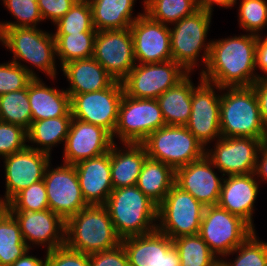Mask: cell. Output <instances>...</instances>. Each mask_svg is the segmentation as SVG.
<instances>
[{
    "label": "cell",
    "mask_w": 267,
    "mask_h": 266,
    "mask_svg": "<svg viewBox=\"0 0 267 266\" xmlns=\"http://www.w3.org/2000/svg\"><path fill=\"white\" fill-rule=\"evenodd\" d=\"M260 36L244 35L212 40L204 81L219 87L251 86L261 74L256 72V47Z\"/></svg>",
    "instance_id": "obj_1"
},
{
    "label": "cell",
    "mask_w": 267,
    "mask_h": 266,
    "mask_svg": "<svg viewBox=\"0 0 267 266\" xmlns=\"http://www.w3.org/2000/svg\"><path fill=\"white\" fill-rule=\"evenodd\" d=\"M0 42L13 53L11 61L22 66L33 78H39L33 67L50 80L57 78L56 43L52 32L40 27L0 28ZM21 62L30 64L31 68Z\"/></svg>",
    "instance_id": "obj_2"
},
{
    "label": "cell",
    "mask_w": 267,
    "mask_h": 266,
    "mask_svg": "<svg viewBox=\"0 0 267 266\" xmlns=\"http://www.w3.org/2000/svg\"><path fill=\"white\" fill-rule=\"evenodd\" d=\"M104 206L121 239L157 229L158 206L136 185L113 189Z\"/></svg>",
    "instance_id": "obj_3"
},
{
    "label": "cell",
    "mask_w": 267,
    "mask_h": 266,
    "mask_svg": "<svg viewBox=\"0 0 267 266\" xmlns=\"http://www.w3.org/2000/svg\"><path fill=\"white\" fill-rule=\"evenodd\" d=\"M104 205H88L66 221L65 245L77 252L93 254L121 244Z\"/></svg>",
    "instance_id": "obj_4"
},
{
    "label": "cell",
    "mask_w": 267,
    "mask_h": 266,
    "mask_svg": "<svg viewBox=\"0 0 267 266\" xmlns=\"http://www.w3.org/2000/svg\"><path fill=\"white\" fill-rule=\"evenodd\" d=\"M220 130L222 137L267 141V129L262 123L258 99L252 86L222 87Z\"/></svg>",
    "instance_id": "obj_5"
},
{
    "label": "cell",
    "mask_w": 267,
    "mask_h": 266,
    "mask_svg": "<svg viewBox=\"0 0 267 266\" xmlns=\"http://www.w3.org/2000/svg\"><path fill=\"white\" fill-rule=\"evenodd\" d=\"M212 15L211 12L198 9L192 15L170 25L172 59L188 73L194 71L195 67L199 68L198 60L202 59L201 65L203 62L204 67L201 72L207 65L212 40L206 39L210 31Z\"/></svg>",
    "instance_id": "obj_6"
},
{
    "label": "cell",
    "mask_w": 267,
    "mask_h": 266,
    "mask_svg": "<svg viewBox=\"0 0 267 266\" xmlns=\"http://www.w3.org/2000/svg\"><path fill=\"white\" fill-rule=\"evenodd\" d=\"M149 158L174 170L201 159L206 148L185 127L166 125L152 132L143 142Z\"/></svg>",
    "instance_id": "obj_7"
},
{
    "label": "cell",
    "mask_w": 267,
    "mask_h": 266,
    "mask_svg": "<svg viewBox=\"0 0 267 266\" xmlns=\"http://www.w3.org/2000/svg\"><path fill=\"white\" fill-rule=\"evenodd\" d=\"M205 206L174 184L157 208V230L171 240L199 233Z\"/></svg>",
    "instance_id": "obj_8"
},
{
    "label": "cell",
    "mask_w": 267,
    "mask_h": 266,
    "mask_svg": "<svg viewBox=\"0 0 267 266\" xmlns=\"http://www.w3.org/2000/svg\"><path fill=\"white\" fill-rule=\"evenodd\" d=\"M166 126L156 99L132 98L125 93L119 105L118 122L112 135L120 143H142L152 132Z\"/></svg>",
    "instance_id": "obj_9"
},
{
    "label": "cell",
    "mask_w": 267,
    "mask_h": 266,
    "mask_svg": "<svg viewBox=\"0 0 267 266\" xmlns=\"http://www.w3.org/2000/svg\"><path fill=\"white\" fill-rule=\"evenodd\" d=\"M254 230L240 217L219 205L206 206L199 235L222 258L242 244Z\"/></svg>",
    "instance_id": "obj_10"
},
{
    "label": "cell",
    "mask_w": 267,
    "mask_h": 266,
    "mask_svg": "<svg viewBox=\"0 0 267 266\" xmlns=\"http://www.w3.org/2000/svg\"><path fill=\"white\" fill-rule=\"evenodd\" d=\"M69 95L73 118L101 126L113 135L124 95L122 82L114 81L103 90Z\"/></svg>",
    "instance_id": "obj_11"
},
{
    "label": "cell",
    "mask_w": 267,
    "mask_h": 266,
    "mask_svg": "<svg viewBox=\"0 0 267 266\" xmlns=\"http://www.w3.org/2000/svg\"><path fill=\"white\" fill-rule=\"evenodd\" d=\"M188 74L174 60L150 64L137 63L122 81V85L124 93L129 97L157 99Z\"/></svg>",
    "instance_id": "obj_12"
},
{
    "label": "cell",
    "mask_w": 267,
    "mask_h": 266,
    "mask_svg": "<svg viewBox=\"0 0 267 266\" xmlns=\"http://www.w3.org/2000/svg\"><path fill=\"white\" fill-rule=\"evenodd\" d=\"M199 83L192 91L191 113L185 127L205 147L221 138L220 101L218 85L204 81L199 74ZM216 90L220 91L216 94Z\"/></svg>",
    "instance_id": "obj_13"
},
{
    "label": "cell",
    "mask_w": 267,
    "mask_h": 266,
    "mask_svg": "<svg viewBox=\"0 0 267 266\" xmlns=\"http://www.w3.org/2000/svg\"><path fill=\"white\" fill-rule=\"evenodd\" d=\"M48 164L44 174L49 209L65 222L87 207L74 165L62 163L56 168Z\"/></svg>",
    "instance_id": "obj_14"
},
{
    "label": "cell",
    "mask_w": 267,
    "mask_h": 266,
    "mask_svg": "<svg viewBox=\"0 0 267 266\" xmlns=\"http://www.w3.org/2000/svg\"><path fill=\"white\" fill-rule=\"evenodd\" d=\"M93 58L115 81L122 82L137 64L130 28L97 31Z\"/></svg>",
    "instance_id": "obj_15"
},
{
    "label": "cell",
    "mask_w": 267,
    "mask_h": 266,
    "mask_svg": "<svg viewBox=\"0 0 267 266\" xmlns=\"http://www.w3.org/2000/svg\"><path fill=\"white\" fill-rule=\"evenodd\" d=\"M264 141L255 138L221 137L205 155L221 176L254 173L256 160Z\"/></svg>",
    "instance_id": "obj_16"
},
{
    "label": "cell",
    "mask_w": 267,
    "mask_h": 266,
    "mask_svg": "<svg viewBox=\"0 0 267 266\" xmlns=\"http://www.w3.org/2000/svg\"><path fill=\"white\" fill-rule=\"evenodd\" d=\"M51 155L29 148L2 158L5 171L4 199L10 202L20 191L44 179Z\"/></svg>",
    "instance_id": "obj_17"
},
{
    "label": "cell",
    "mask_w": 267,
    "mask_h": 266,
    "mask_svg": "<svg viewBox=\"0 0 267 266\" xmlns=\"http://www.w3.org/2000/svg\"><path fill=\"white\" fill-rule=\"evenodd\" d=\"M136 63H160L172 59L170 26L150 19L145 13L130 26Z\"/></svg>",
    "instance_id": "obj_18"
},
{
    "label": "cell",
    "mask_w": 267,
    "mask_h": 266,
    "mask_svg": "<svg viewBox=\"0 0 267 266\" xmlns=\"http://www.w3.org/2000/svg\"><path fill=\"white\" fill-rule=\"evenodd\" d=\"M112 135L103 127L72 118L63 144V163L75 165L80 161L108 152Z\"/></svg>",
    "instance_id": "obj_19"
},
{
    "label": "cell",
    "mask_w": 267,
    "mask_h": 266,
    "mask_svg": "<svg viewBox=\"0 0 267 266\" xmlns=\"http://www.w3.org/2000/svg\"><path fill=\"white\" fill-rule=\"evenodd\" d=\"M9 212L19 223L23 240L31 250L35 245L46 247V251L65 245L66 222L50 209Z\"/></svg>",
    "instance_id": "obj_20"
},
{
    "label": "cell",
    "mask_w": 267,
    "mask_h": 266,
    "mask_svg": "<svg viewBox=\"0 0 267 266\" xmlns=\"http://www.w3.org/2000/svg\"><path fill=\"white\" fill-rule=\"evenodd\" d=\"M129 266H180L176 246L167 235L157 229L146 235L121 240Z\"/></svg>",
    "instance_id": "obj_21"
},
{
    "label": "cell",
    "mask_w": 267,
    "mask_h": 266,
    "mask_svg": "<svg viewBox=\"0 0 267 266\" xmlns=\"http://www.w3.org/2000/svg\"><path fill=\"white\" fill-rule=\"evenodd\" d=\"M217 169L204 155L201 159L175 170V184L190 193L205 207L218 205L224 176H217Z\"/></svg>",
    "instance_id": "obj_22"
},
{
    "label": "cell",
    "mask_w": 267,
    "mask_h": 266,
    "mask_svg": "<svg viewBox=\"0 0 267 266\" xmlns=\"http://www.w3.org/2000/svg\"><path fill=\"white\" fill-rule=\"evenodd\" d=\"M260 183L254 173L224 176L218 205L244 220L254 231L253 213Z\"/></svg>",
    "instance_id": "obj_23"
},
{
    "label": "cell",
    "mask_w": 267,
    "mask_h": 266,
    "mask_svg": "<svg viewBox=\"0 0 267 266\" xmlns=\"http://www.w3.org/2000/svg\"><path fill=\"white\" fill-rule=\"evenodd\" d=\"M82 196L88 205H104L113 191L110 150L74 165Z\"/></svg>",
    "instance_id": "obj_24"
},
{
    "label": "cell",
    "mask_w": 267,
    "mask_h": 266,
    "mask_svg": "<svg viewBox=\"0 0 267 266\" xmlns=\"http://www.w3.org/2000/svg\"><path fill=\"white\" fill-rule=\"evenodd\" d=\"M114 142L110 148L111 180L113 189L135 186L146 158L142 143ZM122 147V148H121Z\"/></svg>",
    "instance_id": "obj_25"
},
{
    "label": "cell",
    "mask_w": 267,
    "mask_h": 266,
    "mask_svg": "<svg viewBox=\"0 0 267 266\" xmlns=\"http://www.w3.org/2000/svg\"><path fill=\"white\" fill-rule=\"evenodd\" d=\"M61 70L68 79V94H83L108 88L115 80L93 57L64 64Z\"/></svg>",
    "instance_id": "obj_26"
},
{
    "label": "cell",
    "mask_w": 267,
    "mask_h": 266,
    "mask_svg": "<svg viewBox=\"0 0 267 266\" xmlns=\"http://www.w3.org/2000/svg\"><path fill=\"white\" fill-rule=\"evenodd\" d=\"M28 99L32 122L59 116H72L70 95L66 90L47 86L41 78H33L28 84Z\"/></svg>",
    "instance_id": "obj_27"
},
{
    "label": "cell",
    "mask_w": 267,
    "mask_h": 266,
    "mask_svg": "<svg viewBox=\"0 0 267 266\" xmlns=\"http://www.w3.org/2000/svg\"><path fill=\"white\" fill-rule=\"evenodd\" d=\"M191 74L156 99L166 125L185 126L190 118L192 91L196 87Z\"/></svg>",
    "instance_id": "obj_28"
},
{
    "label": "cell",
    "mask_w": 267,
    "mask_h": 266,
    "mask_svg": "<svg viewBox=\"0 0 267 266\" xmlns=\"http://www.w3.org/2000/svg\"><path fill=\"white\" fill-rule=\"evenodd\" d=\"M92 9L93 26L97 31L128 29L144 12L133 17L137 0H88Z\"/></svg>",
    "instance_id": "obj_29"
},
{
    "label": "cell",
    "mask_w": 267,
    "mask_h": 266,
    "mask_svg": "<svg viewBox=\"0 0 267 266\" xmlns=\"http://www.w3.org/2000/svg\"><path fill=\"white\" fill-rule=\"evenodd\" d=\"M175 184V170L149 157L143 163L136 186L157 206Z\"/></svg>",
    "instance_id": "obj_30"
},
{
    "label": "cell",
    "mask_w": 267,
    "mask_h": 266,
    "mask_svg": "<svg viewBox=\"0 0 267 266\" xmlns=\"http://www.w3.org/2000/svg\"><path fill=\"white\" fill-rule=\"evenodd\" d=\"M72 118L59 116L33 121L27 130L28 147L51 155L54 146L65 143Z\"/></svg>",
    "instance_id": "obj_31"
},
{
    "label": "cell",
    "mask_w": 267,
    "mask_h": 266,
    "mask_svg": "<svg viewBox=\"0 0 267 266\" xmlns=\"http://www.w3.org/2000/svg\"><path fill=\"white\" fill-rule=\"evenodd\" d=\"M96 33L53 34L60 67L73 60L93 57Z\"/></svg>",
    "instance_id": "obj_32"
},
{
    "label": "cell",
    "mask_w": 267,
    "mask_h": 266,
    "mask_svg": "<svg viewBox=\"0 0 267 266\" xmlns=\"http://www.w3.org/2000/svg\"><path fill=\"white\" fill-rule=\"evenodd\" d=\"M31 250L23 240L19 223L8 212L0 220V266H11Z\"/></svg>",
    "instance_id": "obj_33"
},
{
    "label": "cell",
    "mask_w": 267,
    "mask_h": 266,
    "mask_svg": "<svg viewBox=\"0 0 267 266\" xmlns=\"http://www.w3.org/2000/svg\"><path fill=\"white\" fill-rule=\"evenodd\" d=\"M143 12L152 20L172 25L198 10L197 0H143Z\"/></svg>",
    "instance_id": "obj_34"
},
{
    "label": "cell",
    "mask_w": 267,
    "mask_h": 266,
    "mask_svg": "<svg viewBox=\"0 0 267 266\" xmlns=\"http://www.w3.org/2000/svg\"><path fill=\"white\" fill-rule=\"evenodd\" d=\"M0 121L29 129L32 113L28 99V86L19 91L0 95Z\"/></svg>",
    "instance_id": "obj_35"
},
{
    "label": "cell",
    "mask_w": 267,
    "mask_h": 266,
    "mask_svg": "<svg viewBox=\"0 0 267 266\" xmlns=\"http://www.w3.org/2000/svg\"><path fill=\"white\" fill-rule=\"evenodd\" d=\"M173 243L180 266H210L218 258L199 234L175 238Z\"/></svg>",
    "instance_id": "obj_36"
},
{
    "label": "cell",
    "mask_w": 267,
    "mask_h": 266,
    "mask_svg": "<svg viewBox=\"0 0 267 266\" xmlns=\"http://www.w3.org/2000/svg\"><path fill=\"white\" fill-rule=\"evenodd\" d=\"M54 25L56 31L53 34L97 32L93 26L92 9L88 0H77Z\"/></svg>",
    "instance_id": "obj_37"
},
{
    "label": "cell",
    "mask_w": 267,
    "mask_h": 266,
    "mask_svg": "<svg viewBox=\"0 0 267 266\" xmlns=\"http://www.w3.org/2000/svg\"><path fill=\"white\" fill-rule=\"evenodd\" d=\"M256 234L253 231L242 244L223 257L228 266H267V242L261 241ZM235 253V260H227V256Z\"/></svg>",
    "instance_id": "obj_38"
},
{
    "label": "cell",
    "mask_w": 267,
    "mask_h": 266,
    "mask_svg": "<svg viewBox=\"0 0 267 266\" xmlns=\"http://www.w3.org/2000/svg\"><path fill=\"white\" fill-rule=\"evenodd\" d=\"M3 5L16 21H0V28L37 27L43 21L37 0H5Z\"/></svg>",
    "instance_id": "obj_39"
},
{
    "label": "cell",
    "mask_w": 267,
    "mask_h": 266,
    "mask_svg": "<svg viewBox=\"0 0 267 266\" xmlns=\"http://www.w3.org/2000/svg\"><path fill=\"white\" fill-rule=\"evenodd\" d=\"M239 3L238 22L241 29L261 36L267 26V0H241Z\"/></svg>",
    "instance_id": "obj_40"
},
{
    "label": "cell",
    "mask_w": 267,
    "mask_h": 266,
    "mask_svg": "<svg viewBox=\"0 0 267 266\" xmlns=\"http://www.w3.org/2000/svg\"><path fill=\"white\" fill-rule=\"evenodd\" d=\"M49 209L44 180L20 191L10 202L9 211H43Z\"/></svg>",
    "instance_id": "obj_41"
},
{
    "label": "cell",
    "mask_w": 267,
    "mask_h": 266,
    "mask_svg": "<svg viewBox=\"0 0 267 266\" xmlns=\"http://www.w3.org/2000/svg\"><path fill=\"white\" fill-rule=\"evenodd\" d=\"M33 77L20 65L0 63V95L26 88Z\"/></svg>",
    "instance_id": "obj_42"
},
{
    "label": "cell",
    "mask_w": 267,
    "mask_h": 266,
    "mask_svg": "<svg viewBox=\"0 0 267 266\" xmlns=\"http://www.w3.org/2000/svg\"><path fill=\"white\" fill-rule=\"evenodd\" d=\"M27 130L23 127L0 121V157L4 158L24 150L28 145Z\"/></svg>",
    "instance_id": "obj_43"
},
{
    "label": "cell",
    "mask_w": 267,
    "mask_h": 266,
    "mask_svg": "<svg viewBox=\"0 0 267 266\" xmlns=\"http://www.w3.org/2000/svg\"><path fill=\"white\" fill-rule=\"evenodd\" d=\"M46 266H90L89 255L74 251L66 245L46 251Z\"/></svg>",
    "instance_id": "obj_44"
},
{
    "label": "cell",
    "mask_w": 267,
    "mask_h": 266,
    "mask_svg": "<svg viewBox=\"0 0 267 266\" xmlns=\"http://www.w3.org/2000/svg\"><path fill=\"white\" fill-rule=\"evenodd\" d=\"M90 266H129L128 256L122 244L114 249L89 255Z\"/></svg>",
    "instance_id": "obj_45"
},
{
    "label": "cell",
    "mask_w": 267,
    "mask_h": 266,
    "mask_svg": "<svg viewBox=\"0 0 267 266\" xmlns=\"http://www.w3.org/2000/svg\"><path fill=\"white\" fill-rule=\"evenodd\" d=\"M77 0H37L43 21L49 19L52 24L60 20Z\"/></svg>",
    "instance_id": "obj_46"
},
{
    "label": "cell",
    "mask_w": 267,
    "mask_h": 266,
    "mask_svg": "<svg viewBox=\"0 0 267 266\" xmlns=\"http://www.w3.org/2000/svg\"><path fill=\"white\" fill-rule=\"evenodd\" d=\"M251 86L258 99L262 123L267 129V77H258Z\"/></svg>",
    "instance_id": "obj_47"
},
{
    "label": "cell",
    "mask_w": 267,
    "mask_h": 266,
    "mask_svg": "<svg viewBox=\"0 0 267 266\" xmlns=\"http://www.w3.org/2000/svg\"><path fill=\"white\" fill-rule=\"evenodd\" d=\"M257 68L263 73L260 77H267V36L265 35L257 39L256 71Z\"/></svg>",
    "instance_id": "obj_48"
},
{
    "label": "cell",
    "mask_w": 267,
    "mask_h": 266,
    "mask_svg": "<svg viewBox=\"0 0 267 266\" xmlns=\"http://www.w3.org/2000/svg\"><path fill=\"white\" fill-rule=\"evenodd\" d=\"M254 175L258 182H267V141L263 143L258 153Z\"/></svg>",
    "instance_id": "obj_49"
},
{
    "label": "cell",
    "mask_w": 267,
    "mask_h": 266,
    "mask_svg": "<svg viewBox=\"0 0 267 266\" xmlns=\"http://www.w3.org/2000/svg\"><path fill=\"white\" fill-rule=\"evenodd\" d=\"M238 0H197V5L198 9L208 11V12H213L214 5H217L219 7H224V8H232L236 4Z\"/></svg>",
    "instance_id": "obj_50"
},
{
    "label": "cell",
    "mask_w": 267,
    "mask_h": 266,
    "mask_svg": "<svg viewBox=\"0 0 267 266\" xmlns=\"http://www.w3.org/2000/svg\"><path fill=\"white\" fill-rule=\"evenodd\" d=\"M28 250L22 257L16 260L11 266H46V259L38 258L36 255H29Z\"/></svg>",
    "instance_id": "obj_51"
},
{
    "label": "cell",
    "mask_w": 267,
    "mask_h": 266,
    "mask_svg": "<svg viewBox=\"0 0 267 266\" xmlns=\"http://www.w3.org/2000/svg\"><path fill=\"white\" fill-rule=\"evenodd\" d=\"M9 212V202L6 199H0V220Z\"/></svg>",
    "instance_id": "obj_52"
},
{
    "label": "cell",
    "mask_w": 267,
    "mask_h": 266,
    "mask_svg": "<svg viewBox=\"0 0 267 266\" xmlns=\"http://www.w3.org/2000/svg\"><path fill=\"white\" fill-rule=\"evenodd\" d=\"M210 266H228L223 258H217Z\"/></svg>",
    "instance_id": "obj_53"
}]
</instances>
